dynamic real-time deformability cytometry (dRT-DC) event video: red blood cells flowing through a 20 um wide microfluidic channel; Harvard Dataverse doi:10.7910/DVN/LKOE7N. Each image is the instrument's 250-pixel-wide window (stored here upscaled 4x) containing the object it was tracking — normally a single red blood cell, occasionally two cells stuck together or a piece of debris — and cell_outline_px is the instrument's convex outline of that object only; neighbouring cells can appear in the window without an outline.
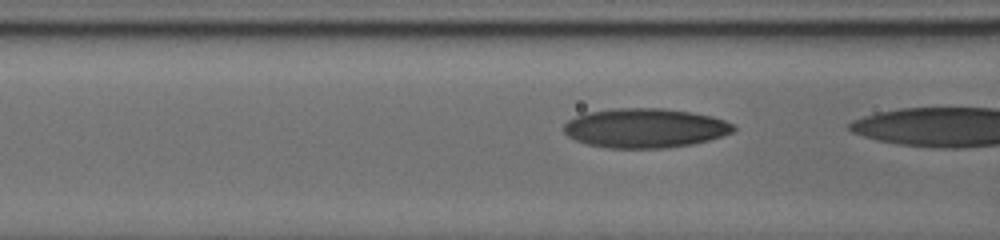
{"species": "human", "species_latin": "Homo sapiens", "temperature_condition": "cold", "stored_images_in_passage": 20, "camera_frame_rate_fps": 3000, "um_per_image_px": 0.085, "donor": {"sex": "male"}, "frame": {"image": 1, "passage_image": 8, "time_ms": 1.0, "image_size_px": [1000, 240], "cell_outline_px": [[736, 128], [732, 132], [708, 140], [692, 144], [664, 148], [608, 148], [588, 144], [576, 140], [568, 136], [564, 132], [564, 124], [568, 120], [576, 116], [588, 112], [620, 108], [660, 108], [692, 112], [712, 116], [724, 120], [732, 124]], "centroid_in_image_um": [54.82, 10.88], "position_along_channel_um": 111.8, "area_um2": 38.73}}